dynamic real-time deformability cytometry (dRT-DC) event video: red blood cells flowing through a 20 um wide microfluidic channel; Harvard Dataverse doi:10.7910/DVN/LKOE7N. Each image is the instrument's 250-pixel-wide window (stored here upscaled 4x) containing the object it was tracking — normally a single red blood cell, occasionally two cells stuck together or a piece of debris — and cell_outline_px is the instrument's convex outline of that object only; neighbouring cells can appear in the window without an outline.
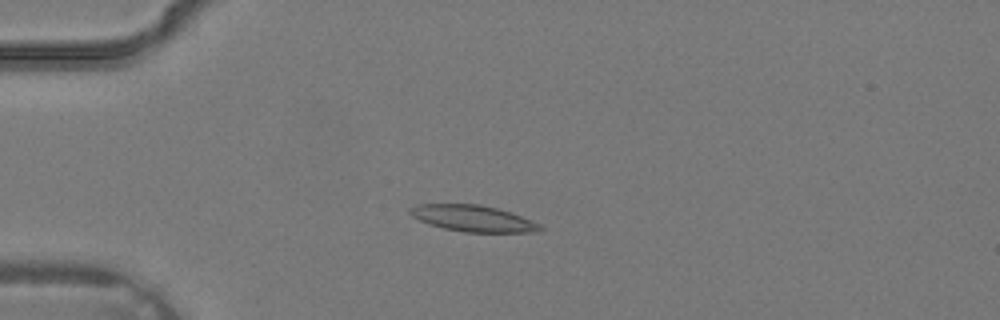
{"species": "common noctule bat (a hibernating species)", "species_latin": "Nyctalus noctula", "temperature_condition": "warm", "stored_images_in_passage": 2, "camera_frame_rate_fps": 3000, "um_per_image_px": 0.085, "animal": {"sex": "male", "body_mass_g": 19.2, "forearm_length_mm": 51.8}, "frame": {"image": 1, "passage_image": 1, "time_ms": 0.0, "image_size_px": [1000, 320], "cell_outline_px": [[544, 228], [536, 232], [464, 232], [444, 228], [428, 224], [412, 216], [408, 212], [408, 208], [416, 204], [480, 204], [512, 212], [532, 220], [540, 224]], "centroid_in_image_um": [40.2, 18.56], "position_along_channel_um": 44.8, "area_um2": 20.06}}